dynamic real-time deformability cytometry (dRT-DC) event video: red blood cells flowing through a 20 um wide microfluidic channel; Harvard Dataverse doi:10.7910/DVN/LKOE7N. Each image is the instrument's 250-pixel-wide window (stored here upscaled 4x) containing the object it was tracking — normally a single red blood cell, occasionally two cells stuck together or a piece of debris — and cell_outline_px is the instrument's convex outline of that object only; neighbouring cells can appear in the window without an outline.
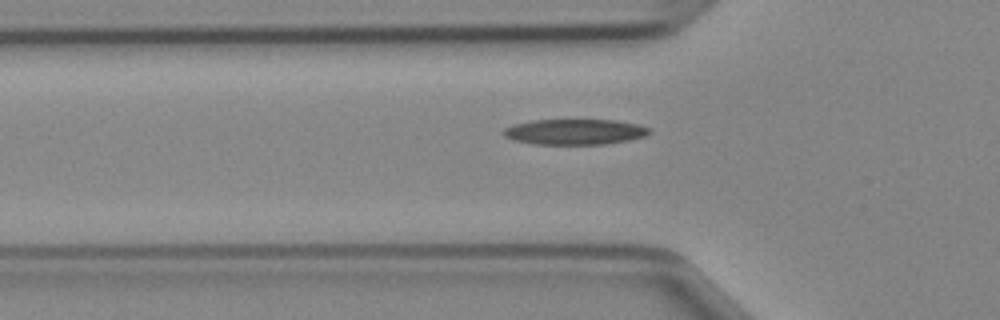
{"species": "Egyptian fruit bat (a non-hibernating species)", "species_latin": "Rousettus aegyptiacus", "temperature_condition": "cold", "stored_images_in_passage": 32, "camera_frame_rate_fps": 3000, "um_per_image_px": 0.085, "animal": {"sex": "female"}, "frame": {"image": 1, "passage_image": 6, "time_ms": 1.667, "image_size_px": [1000, 320], "cell_outline_px": [[652, 132], [644, 136], [628, 140], [604, 144], [532, 144], [512, 140], [504, 136], [500, 132], [504, 128], [512, 124], [532, 120], [612, 120], [640, 124], [648, 128]], "centroid_in_image_um": [48.79, 11.2], "position_along_channel_um": 77.0, "area_um2": 21.85}}
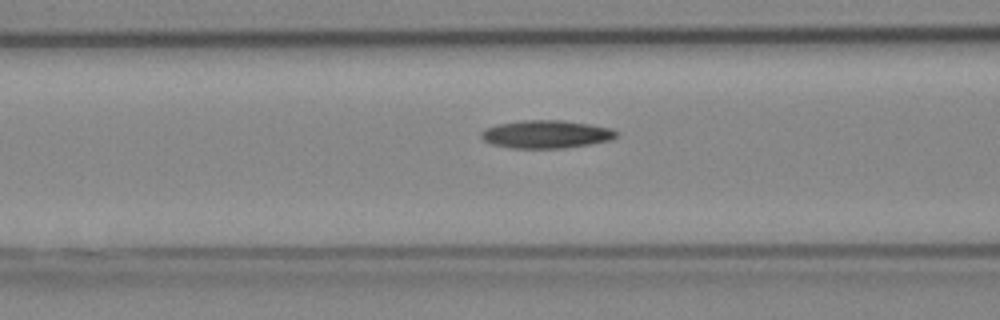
{"frame": {"image": 2, "passage_image": 9, "time_ms": 2.667, "image_size_px": [1000, 320], "cell_outline_px": [[620, 136], [612, 140], [564, 148], [508, 148], [492, 144], [484, 140], [480, 136], [480, 132], [484, 128], [496, 124], [524, 120], [564, 120], [612, 128]], "centroid_in_image_um": [46.41, 11.41], "position_along_channel_um": 120.2, "area_um2": 22.2}}
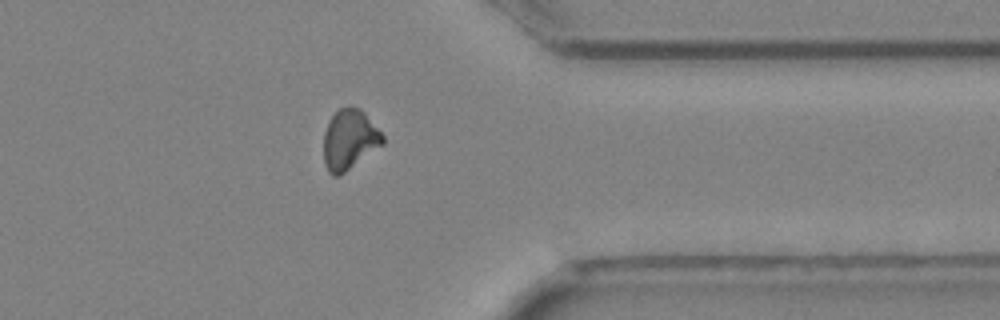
{"frame": {"image": 3, "passage_image": 28, "time_ms": 9.0, "image_size_px": [1000, 320], "cell_outline_px": [[384, 144], [340, 176], [332, 176], [328, 172], [324, 164], [324, 132], [332, 116], [340, 108], [348, 104], [360, 108], [364, 112], [384, 136]], "centroid_in_image_um": [29.7, 11.87], "position_along_channel_um": 381.7, "area_um2": 20.87}}